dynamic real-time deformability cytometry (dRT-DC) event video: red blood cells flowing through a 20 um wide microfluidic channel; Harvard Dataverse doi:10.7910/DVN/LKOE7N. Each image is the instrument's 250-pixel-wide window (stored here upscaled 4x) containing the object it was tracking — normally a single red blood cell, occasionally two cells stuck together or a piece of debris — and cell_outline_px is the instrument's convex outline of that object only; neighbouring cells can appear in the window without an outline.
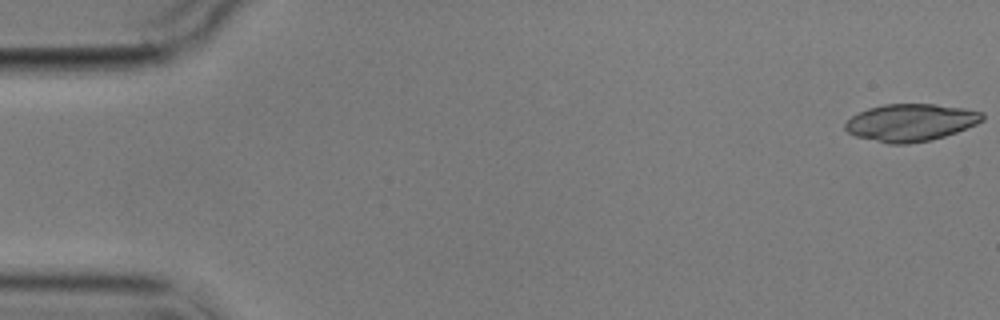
{"species": "common noctule bat (a hibernating species)", "species_latin": "Nyctalus noctula", "temperature_condition": "cold", "stored_images_in_passage": 4, "camera_frame_rate_fps": 3000, "um_per_image_px": 0.085, "animal": {"sex": "male", "body_mass_g": 17.9}, "frame": {"image": 1, "passage_image": 1, "time_ms": 0.0, "image_size_px": [1000, 320], "cell_outline_px": [[984, 120], [976, 124], [956, 132], [932, 140], [908, 144], [888, 144], [856, 136], [848, 132], [844, 128], [844, 124], [852, 116], [868, 108], [884, 104], [936, 104], [964, 108], [984, 112]], "centroid_in_image_um": [77.42, 10.41], "position_along_channel_um": 7.6, "area_um2": 29.88}}